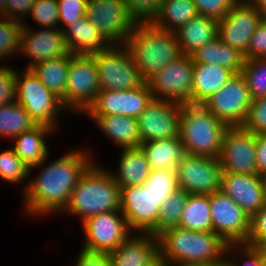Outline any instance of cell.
Wrapping results in <instances>:
<instances>
[{"mask_svg":"<svg viewBox=\"0 0 266 266\" xmlns=\"http://www.w3.org/2000/svg\"><path fill=\"white\" fill-rule=\"evenodd\" d=\"M260 178H261V183H262V189H263V192H264V199H265V202H266V173L260 175Z\"/></svg>","mask_w":266,"mask_h":266,"instance_id":"cell-54","label":"cell"},{"mask_svg":"<svg viewBox=\"0 0 266 266\" xmlns=\"http://www.w3.org/2000/svg\"><path fill=\"white\" fill-rule=\"evenodd\" d=\"M263 19L261 13L247 0H239L218 21V37L245 54L257 26Z\"/></svg>","mask_w":266,"mask_h":266,"instance_id":"cell-17","label":"cell"},{"mask_svg":"<svg viewBox=\"0 0 266 266\" xmlns=\"http://www.w3.org/2000/svg\"><path fill=\"white\" fill-rule=\"evenodd\" d=\"M239 0H193L198 15L218 21L223 18Z\"/></svg>","mask_w":266,"mask_h":266,"instance_id":"cell-43","label":"cell"},{"mask_svg":"<svg viewBox=\"0 0 266 266\" xmlns=\"http://www.w3.org/2000/svg\"><path fill=\"white\" fill-rule=\"evenodd\" d=\"M220 190L235 201L250 218L266 205L259 174L223 172Z\"/></svg>","mask_w":266,"mask_h":266,"instance_id":"cell-21","label":"cell"},{"mask_svg":"<svg viewBox=\"0 0 266 266\" xmlns=\"http://www.w3.org/2000/svg\"><path fill=\"white\" fill-rule=\"evenodd\" d=\"M187 199L188 193L181 189L172 193L161 205L158 223L150 233L158 237L165 230L178 227Z\"/></svg>","mask_w":266,"mask_h":266,"instance_id":"cell-35","label":"cell"},{"mask_svg":"<svg viewBox=\"0 0 266 266\" xmlns=\"http://www.w3.org/2000/svg\"><path fill=\"white\" fill-rule=\"evenodd\" d=\"M242 127L253 134H266V96L252 100Z\"/></svg>","mask_w":266,"mask_h":266,"instance_id":"cell-41","label":"cell"},{"mask_svg":"<svg viewBox=\"0 0 266 266\" xmlns=\"http://www.w3.org/2000/svg\"><path fill=\"white\" fill-rule=\"evenodd\" d=\"M108 173L92 163L72 191L68 212L81 215L84 221L100 213L120 211V187Z\"/></svg>","mask_w":266,"mask_h":266,"instance_id":"cell-4","label":"cell"},{"mask_svg":"<svg viewBox=\"0 0 266 266\" xmlns=\"http://www.w3.org/2000/svg\"><path fill=\"white\" fill-rule=\"evenodd\" d=\"M76 266H113L109 253L92 252L82 249Z\"/></svg>","mask_w":266,"mask_h":266,"instance_id":"cell-48","label":"cell"},{"mask_svg":"<svg viewBox=\"0 0 266 266\" xmlns=\"http://www.w3.org/2000/svg\"><path fill=\"white\" fill-rule=\"evenodd\" d=\"M91 56L96 62L100 91L131 90L144 83L126 46L121 50L112 44L108 49Z\"/></svg>","mask_w":266,"mask_h":266,"instance_id":"cell-7","label":"cell"},{"mask_svg":"<svg viewBox=\"0 0 266 266\" xmlns=\"http://www.w3.org/2000/svg\"><path fill=\"white\" fill-rule=\"evenodd\" d=\"M30 173L28 167L12 149L0 153V177L9 182H19Z\"/></svg>","mask_w":266,"mask_h":266,"instance_id":"cell-38","label":"cell"},{"mask_svg":"<svg viewBox=\"0 0 266 266\" xmlns=\"http://www.w3.org/2000/svg\"><path fill=\"white\" fill-rule=\"evenodd\" d=\"M69 66L70 55H66L36 63L30 69L49 90L62 100L65 97Z\"/></svg>","mask_w":266,"mask_h":266,"instance_id":"cell-31","label":"cell"},{"mask_svg":"<svg viewBox=\"0 0 266 266\" xmlns=\"http://www.w3.org/2000/svg\"><path fill=\"white\" fill-rule=\"evenodd\" d=\"M19 77V78H18ZM16 102L21 104L36 124L54 128L57 112L65 109L61 98L49 90L31 71L16 74Z\"/></svg>","mask_w":266,"mask_h":266,"instance_id":"cell-6","label":"cell"},{"mask_svg":"<svg viewBox=\"0 0 266 266\" xmlns=\"http://www.w3.org/2000/svg\"><path fill=\"white\" fill-rule=\"evenodd\" d=\"M153 266H167L161 259Z\"/></svg>","mask_w":266,"mask_h":266,"instance_id":"cell-57","label":"cell"},{"mask_svg":"<svg viewBox=\"0 0 266 266\" xmlns=\"http://www.w3.org/2000/svg\"><path fill=\"white\" fill-rule=\"evenodd\" d=\"M193 64L192 56L183 54L151 77L147 84L154 99L192 104Z\"/></svg>","mask_w":266,"mask_h":266,"instance_id":"cell-8","label":"cell"},{"mask_svg":"<svg viewBox=\"0 0 266 266\" xmlns=\"http://www.w3.org/2000/svg\"><path fill=\"white\" fill-rule=\"evenodd\" d=\"M5 19L0 22V58L20 50V34L23 24L7 17Z\"/></svg>","mask_w":266,"mask_h":266,"instance_id":"cell-39","label":"cell"},{"mask_svg":"<svg viewBox=\"0 0 266 266\" xmlns=\"http://www.w3.org/2000/svg\"><path fill=\"white\" fill-rule=\"evenodd\" d=\"M109 138L122 148L138 147L142 140L136 118L122 115H91Z\"/></svg>","mask_w":266,"mask_h":266,"instance_id":"cell-29","label":"cell"},{"mask_svg":"<svg viewBox=\"0 0 266 266\" xmlns=\"http://www.w3.org/2000/svg\"><path fill=\"white\" fill-rule=\"evenodd\" d=\"M59 11V22H64L66 27L75 24L85 16L88 0H57Z\"/></svg>","mask_w":266,"mask_h":266,"instance_id":"cell-44","label":"cell"},{"mask_svg":"<svg viewBox=\"0 0 266 266\" xmlns=\"http://www.w3.org/2000/svg\"><path fill=\"white\" fill-rule=\"evenodd\" d=\"M26 26H22L20 34V52L33 60L27 69L36 63L71 55L66 43L64 30L48 28L31 33Z\"/></svg>","mask_w":266,"mask_h":266,"instance_id":"cell-20","label":"cell"},{"mask_svg":"<svg viewBox=\"0 0 266 266\" xmlns=\"http://www.w3.org/2000/svg\"><path fill=\"white\" fill-rule=\"evenodd\" d=\"M245 60L266 58V20L262 19L252 35Z\"/></svg>","mask_w":266,"mask_h":266,"instance_id":"cell-46","label":"cell"},{"mask_svg":"<svg viewBox=\"0 0 266 266\" xmlns=\"http://www.w3.org/2000/svg\"><path fill=\"white\" fill-rule=\"evenodd\" d=\"M154 99L147 82L123 91H99L94 103L85 112L87 115H122L138 118Z\"/></svg>","mask_w":266,"mask_h":266,"instance_id":"cell-18","label":"cell"},{"mask_svg":"<svg viewBox=\"0 0 266 266\" xmlns=\"http://www.w3.org/2000/svg\"><path fill=\"white\" fill-rule=\"evenodd\" d=\"M151 170H176L178 163L185 155L179 137L153 140L141 143Z\"/></svg>","mask_w":266,"mask_h":266,"instance_id":"cell-28","label":"cell"},{"mask_svg":"<svg viewBox=\"0 0 266 266\" xmlns=\"http://www.w3.org/2000/svg\"><path fill=\"white\" fill-rule=\"evenodd\" d=\"M34 3H35V0H7L6 9H5L4 14L2 15V19L3 17L4 18L7 17L11 20L21 21L19 20L18 17L20 15L21 16L26 15V14L29 15ZM18 12H21V13H18Z\"/></svg>","mask_w":266,"mask_h":266,"instance_id":"cell-49","label":"cell"},{"mask_svg":"<svg viewBox=\"0 0 266 266\" xmlns=\"http://www.w3.org/2000/svg\"><path fill=\"white\" fill-rule=\"evenodd\" d=\"M227 128L203 105L181 106L179 138L185 154L218 158Z\"/></svg>","mask_w":266,"mask_h":266,"instance_id":"cell-5","label":"cell"},{"mask_svg":"<svg viewBox=\"0 0 266 266\" xmlns=\"http://www.w3.org/2000/svg\"><path fill=\"white\" fill-rule=\"evenodd\" d=\"M257 174L266 173V134H256Z\"/></svg>","mask_w":266,"mask_h":266,"instance_id":"cell-50","label":"cell"},{"mask_svg":"<svg viewBox=\"0 0 266 266\" xmlns=\"http://www.w3.org/2000/svg\"><path fill=\"white\" fill-rule=\"evenodd\" d=\"M160 259L166 264H211L224 263V253L232 244L215 232H196L181 227L165 230L158 236ZM222 255V256H221Z\"/></svg>","mask_w":266,"mask_h":266,"instance_id":"cell-2","label":"cell"},{"mask_svg":"<svg viewBox=\"0 0 266 266\" xmlns=\"http://www.w3.org/2000/svg\"><path fill=\"white\" fill-rule=\"evenodd\" d=\"M36 125L25 108L16 101L0 107V135L18 137Z\"/></svg>","mask_w":266,"mask_h":266,"instance_id":"cell-34","label":"cell"},{"mask_svg":"<svg viewBox=\"0 0 266 266\" xmlns=\"http://www.w3.org/2000/svg\"><path fill=\"white\" fill-rule=\"evenodd\" d=\"M241 74L252 100L266 96V58L245 60Z\"/></svg>","mask_w":266,"mask_h":266,"instance_id":"cell-36","label":"cell"},{"mask_svg":"<svg viewBox=\"0 0 266 266\" xmlns=\"http://www.w3.org/2000/svg\"><path fill=\"white\" fill-rule=\"evenodd\" d=\"M117 176L112 174L119 187H131L144 184L151 172L150 165L140 146L123 148Z\"/></svg>","mask_w":266,"mask_h":266,"instance_id":"cell-30","label":"cell"},{"mask_svg":"<svg viewBox=\"0 0 266 266\" xmlns=\"http://www.w3.org/2000/svg\"><path fill=\"white\" fill-rule=\"evenodd\" d=\"M89 159L86 153L75 151L51 162L27 185L24 204L27 212L66 210L79 178L91 165Z\"/></svg>","mask_w":266,"mask_h":266,"instance_id":"cell-1","label":"cell"},{"mask_svg":"<svg viewBox=\"0 0 266 266\" xmlns=\"http://www.w3.org/2000/svg\"><path fill=\"white\" fill-rule=\"evenodd\" d=\"M241 247L243 248V253H245L246 257H248V260L245 262L243 266H262L260 252L257 248L251 247L246 244H241ZM224 262L228 266H238L236 265V263L234 264V261L232 260L229 261L225 260Z\"/></svg>","mask_w":266,"mask_h":266,"instance_id":"cell-51","label":"cell"},{"mask_svg":"<svg viewBox=\"0 0 266 266\" xmlns=\"http://www.w3.org/2000/svg\"><path fill=\"white\" fill-rule=\"evenodd\" d=\"M218 158L185 154L176 168L179 189L193 195H210L221 189Z\"/></svg>","mask_w":266,"mask_h":266,"instance_id":"cell-13","label":"cell"},{"mask_svg":"<svg viewBox=\"0 0 266 266\" xmlns=\"http://www.w3.org/2000/svg\"><path fill=\"white\" fill-rule=\"evenodd\" d=\"M194 63L216 64L230 69L234 74L242 72L245 57L219 37L199 48L192 55Z\"/></svg>","mask_w":266,"mask_h":266,"instance_id":"cell-27","label":"cell"},{"mask_svg":"<svg viewBox=\"0 0 266 266\" xmlns=\"http://www.w3.org/2000/svg\"><path fill=\"white\" fill-rule=\"evenodd\" d=\"M181 104L153 99L137 118L142 143L179 137Z\"/></svg>","mask_w":266,"mask_h":266,"instance_id":"cell-19","label":"cell"},{"mask_svg":"<svg viewBox=\"0 0 266 266\" xmlns=\"http://www.w3.org/2000/svg\"><path fill=\"white\" fill-rule=\"evenodd\" d=\"M144 82L183 54L176 33L151 23H136L125 44Z\"/></svg>","mask_w":266,"mask_h":266,"instance_id":"cell-3","label":"cell"},{"mask_svg":"<svg viewBox=\"0 0 266 266\" xmlns=\"http://www.w3.org/2000/svg\"><path fill=\"white\" fill-rule=\"evenodd\" d=\"M66 29L67 31H63L66 43L69 51L74 55L91 56L112 45L85 17Z\"/></svg>","mask_w":266,"mask_h":266,"instance_id":"cell-23","label":"cell"},{"mask_svg":"<svg viewBox=\"0 0 266 266\" xmlns=\"http://www.w3.org/2000/svg\"><path fill=\"white\" fill-rule=\"evenodd\" d=\"M54 130L53 128L37 124L30 130L21 133L16 137V143L13 150L19 156V158L32 168L43 165L45 159L48 156V148L45 143L44 135Z\"/></svg>","mask_w":266,"mask_h":266,"instance_id":"cell-26","label":"cell"},{"mask_svg":"<svg viewBox=\"0 0 266 266\" xmlns=\"http://www.w3.org/2000/svg\"><path fill=\"white\" fill-rule=\"evenodd\" d=\"M136 23H151L158 16L164 0H122ZM142 19V20H141Z\"/></svg>","mask_w":266,"mask_h":266,"instance_id":"cell-40","label":"cell"},{"mask_svg":"<svg viewBox=\"0 0 266 266\" xmlns=\"http://www.w3.org/2000/svg\"><path fill=\"white\" fill-rule=\"evenodd\" d=\"M33 19L46 28H53L59 23L57 0H35L31 10Z\"/></svg>","mask_w":266,"mask_h":266,"instance_id":"cell-42","label":"cell"},{"mask_svg":"<svg viewBox=\"0 0 266 266\" xmlns=\"http://www.w3.org/2000/svg\"><path fill=\"white\" fill-rule=\"evenodd\" d=\"M197 15L193 0H164L158 16L152 23L175 33Z\"/></svg>","mask_w":266,"mask_h":266,"instance_id":"cell-33","label":"cell"},{"mask_svg":"<svg viewBox=\"0 0 266 266\" xmlns=\"http://www.w3.org/2000/svg\"><path fill=\"white\" fill-rule=\"evenodd\" d=\"M252 98L244 76L235 74L202 105L228 127L242 126Z\"/></svg>","mask_w":266,"mask_h":266,"instance_id":"cell-10","label":"cell"},{"mask_svg":"<svg viewBox=\"0 0 266 266\" xmlns=\"http://www.w3.org/2000/svg\"><path fill=\"white\" fill-rule=\"evenodd\" d=\"M212 231L218 234L226 243L246 244L251 218L243 209L221 190L210 194Z\"/></svg>","mask_w":266,"mask_h":266,"instance_id":"cell-11","label":"cell"},{"mask_svg":"<svg viewBox=\"0 0 266 266\" xmlns=\"http://www.w3.org/2000/svg\"><path fill=\"white\" fill-rule=\"evenodd\" d=\"M129 236L110 253L113 266H153L160 260L159 240L151 233Z\"/></svg>","mask_w":266,"mask_h":266,"instance_id":"cell-22","label":"cell"},{"mask_svg":"<svg viewBox=\"0 0 266 266\" xmlns=\"http://www.w3.org/2000/svg\"><path fill=\"white\" fill-rule=\"evenodd\" d=\"M144 185L155 195L169 197L179 189L176 170L160 169L151 170Z\"/></svg>","mask_w":266,"mask_h":266,"instance_id":"cell-37","label":"cell"},{"mask_svg":"<svg viewBox=\"0 0 266 266\" xmlns=\"http://www.w3.org/2000/svg\"><path fill=\"white\" fill-rule=\"evenodd\" d=\"M118 211H110L91 216L83 221L86 243L83 249L99 252H114L128 237L131 231L126 218Z\"/></svg>","mask_w":266,"mask_h":266,"instance_id":"cell-16","label":"cell"},{"mask_svg":"<svg viewBox=\"0 0 266 266\" xmlns=\"http://www.w3.org/2000/svg\"><path fill=\"white\" fill-rule=\"evenodd\" d=\"M7 0H0V14L3 15L6 9Z\"/></svg>","mask_w":266,"mask_h":266,"instance_id":"cell-55","label":"cell"},{"mask_svg":"<svg viewBox=\"0 0 266 266\" xmlns=\"http://www.w3.org/2000/svg\"><path fill=\"white\" fill-rule=\"evenodd\" d=\"M218 266H228V265L224 262V263H222V264H220Z\"/></svg>","mask_w":266,"mask_h":266,"instance_id":"cell-58","label":"cell"},{"mask_svg":"<svg viewBox=\"0 0 266 266\" xmlns=\"http://www.w3.org/2000/svg\"><path fill=\"white\" fill-rule=\"evenodd\" d=\"M218 160L223 172L257 174L255 134L242 126L228 127Z\"/></svg>","mask_w":266,"mask_h":266,"instance_id":"cell-15","label":"cell"},{"mask_svg":"<svg viewBox=\"0 0 266 266\" xmlns=\"http://www.w3.org/2000/svg\"><path fill=\"white\" fill-rule=\"evenodd\" d=\"M262 15L263 19L266 20V0H248Z\"/></svg>","mask_w":266,"mask_h":266,"instance_id":"cell-52","label":"cell"},{"mask_svg":"<svg viewBox=\"0 0 266 266\" xmlns=\"http://www.w3.org/2000/svg\"><path fill=\"white\" fill-rule=\"evenodd\" d=\"M175 33L182 54L191 56L199 48L218 37V20L197 15Z\"/></svg>","mask_w":266,"mask_h":266,"instance_id":"cell-25","label":"cell"},{"mask_svg":"<svg viewBox=\"0 0 266 266\" xmlns=\"http://www.w3.org/2000/svg\"><path fill=\"white\" fill-rule=\"evenodd\" d=\"M170 266V265H167ZM177 266H218V265H211V264H178Z\"/></svg>","mask_w":266,"mask_h":266,"instance_id":"cell-56","label":"cell"},{"mask_svg":"<svg viewBox=\"0 0 266 266\" xmlns=\"http://www.w3.org/2000/svg\"><path fill=\"white\" fill-rule=\"evenodd\" d=\"M235 74L216 64H193L192 105H202Z\"/></svg>","mask_w":266,"mask_h":266,"instance_id":"cell-24","label":"cell"},{"mask_svg":"<svg viewBox=\"0 0 266 266\" xmlns=\"http://www.w3.org/2000/svg\"><path fill=\"white\" fill-rule=\"evenodd\" d=\"M84 17L115 45L124 44L136 25L122 0H88Z\"/></svg>","mask_w":266,"mask_h":266,"instance_id":"cell-12","label":"cell"},{"mask_svg":"<svg viewBox=\"0 0 266 266\" xmlns=\"http://www.w3.org/2000/svg\"><path fill=\"white\" fill-rule=\"evenodd\" d=\"M246 245L266 247V205L251 218V229Z\"/></svg>","mask_w":266,"mask_h":266,"instance_id":"cell-45","label":"cell"},{"mask_svg":"<svg viewBox=\"0 0 266 266\" xmlns=\"http://www.w3.org/2000/svg\"><path fill=\"white\" fill-rule=\"evenodd\" d=\"M100 91L96 62L92 56L70 55V66L65 91L61 100L66 108L87 111Z\"/></svg>","mask_w":266,"mask_h":266,"instance_id":"cell-9","label":"cell"},{"mask_svg":"<svg viewBox=\"0 0 266 266\" xmlns=\"http://www.w3.org/2000/svg\"><path fill=\"white\" fill-rule=\"evenodd\" d=\"M120 213L126 218L129 229L150 233L158 223L161 205L168 198L155 195L142 184L120 187Z\"/></svg>","mask_w":266,"mask_h":266,"instance_id":"cell-14","label":"cell"},{"mask_svg":"<svg viewBox=\"0 0 266 266\" xmlns=\"http://www.w3.org/2000/svg\"><path fill=\"white\" fill-rule=\"evenodd\" d=\"M260 252L262 266H266V247L257 248Z\"/></svg>","mask_w":266,"mask_h":266,"instance_id":"cell-53","label":"cell"},{"mask_svg":"<svg viewBox=\"0 0 266 266\" xmlns=\"http://www.w3.org/2000/svg\"><path fill=\"white\" fill-rule=\"evenodd\" d=\"M179 227L196 232L212 231L210 195L188 194Z\"/></svg>","mask_w":266,"mask_h":266,"instance_id":"cell-32","label":"cell"},{"mask_svg":"<svg viewBox=\"0 0 266 266\" xmlns=\"http://www.w3.org/2000/svg\"><path fill=\"white\" fill-rule=\"evenodd\" d=\"M16 74L11 68H0V107L16 100Z\"/></svg>","mask_w":266,"mask_h":266,"instance_id":"cell-47","label":"cell"}]
</instances>
